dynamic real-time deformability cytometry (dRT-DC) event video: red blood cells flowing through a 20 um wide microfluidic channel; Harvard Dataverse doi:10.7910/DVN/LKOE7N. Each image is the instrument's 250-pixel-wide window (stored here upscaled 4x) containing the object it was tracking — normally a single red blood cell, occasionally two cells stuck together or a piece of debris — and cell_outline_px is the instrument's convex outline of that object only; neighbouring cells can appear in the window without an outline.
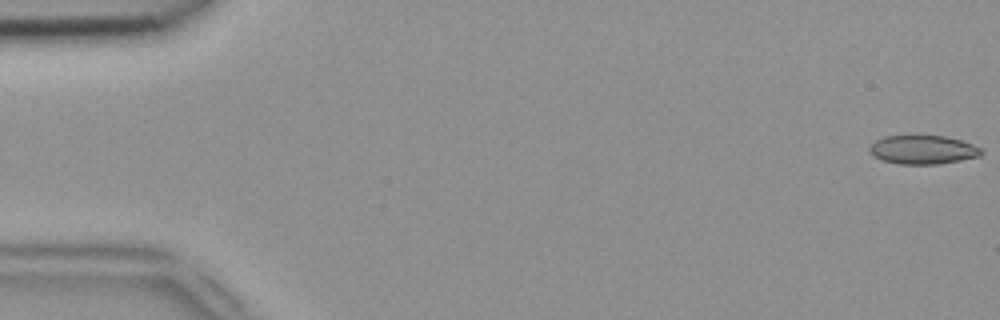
{"species": "common noctule bat (a hibernating species)", "species_latin": "Nyctalus noctula", "temperature_condition": "room temperature", "stored_images_in_passage": 52, "camera_frame_rate_fps": 3000, "um_per_image_px": 0.085, "animal": {"sex": "female", "body_mass_g": 18.4}, "frame": {"image": 1, "passage_image": 1, "time_ms": 0.0, "image_size_px": [1000, 320], "cell_outline_px": [[984, 152], [980, 156], [960, 160], [936, 164], [900, 164], [880, 160], [872, 156], [868, 152], [868, 148], [876, 140], [884, 136], [916, 132], [948, 136], [972, 144], [980, 148]], "centroid_in_image_um": [78.38, 12.67], "position_along_channel_um": 6.6, "area_um2": 19.71}}
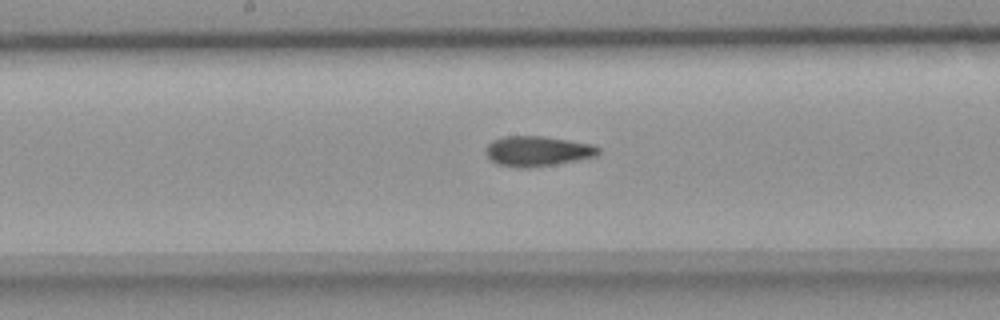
{"frame": {"image": 2, "passage_image": 27, "time_ms": 8.667, "image_size_px": [1000, 320], "cell_outline_px": [[600, 152], [596, 156], [576, 160], [528, 168], [516, 168], [496, 164], [484, 152], [488, 144], [492, 140], [504, 136], [544, 136], [592, 144], [600, 148]], "centroid_in_image_um": [45.65, 12.84], "position_along_channel_um": 202.5, "area_um2": 19.77}}
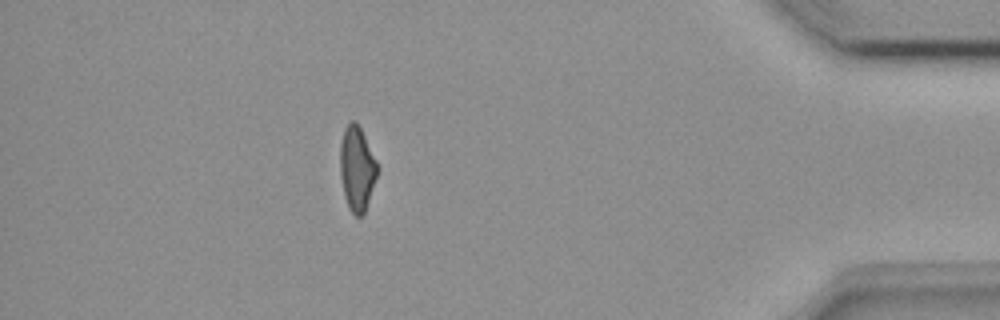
{"frame": {"image": 3, "passage_image": 46, "time_ms": 15.0, "image_size_px": [1000, 320], "cell_outline_px": [[380, 168], [364, 212], [360, 216], [356, 216], [348, 208], [344, 196], [340, 176], [340, 144], [344, 128], [352, 120], [356, 120]], "centroid_in_image_um": [30.33, 14.32], "position_along_channel_um": 404.9, "area_um2": 18.32}, "authors_computed_cell_mechanics": {"area_um2": 19.4497, "velocity_mm_per_s": 3.9379, "shape_relaxation_time_tau1_ms": null, "shape_relaxation_time_tau2_ms": 3.3109, "deformation_change_tau1": null, "deformation_change_tau2": 0.1142}}